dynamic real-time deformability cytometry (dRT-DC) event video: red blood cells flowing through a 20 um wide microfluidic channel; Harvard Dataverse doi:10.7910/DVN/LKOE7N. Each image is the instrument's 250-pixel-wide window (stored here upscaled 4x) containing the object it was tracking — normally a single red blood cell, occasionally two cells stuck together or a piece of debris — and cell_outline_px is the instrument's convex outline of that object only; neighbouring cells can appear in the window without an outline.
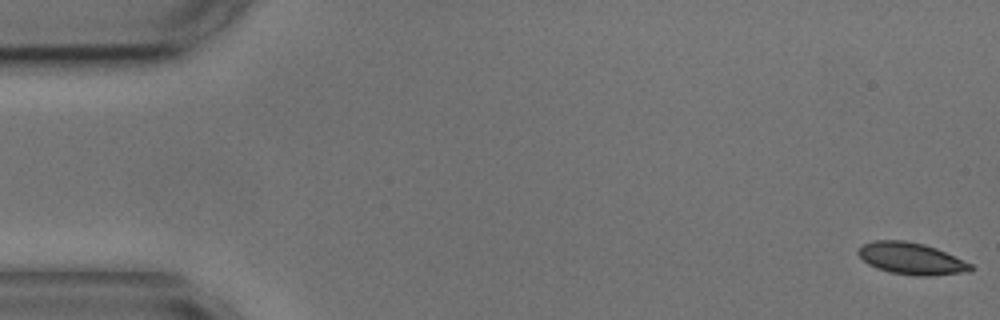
{"species": "common noctule bat (a hibernating species)", "species_latin": "Nyctalus noctula", "temperature_condition": "cold", "stored_images_in_passage": 5, "camera_frame_rate_fps": 3000, "um_per_image_px": 0.085, "animal": {"sex": "male", "body_mass_g": 17.9, "forearm_length_mm": 54.2}, "frame": {"image": 1, "passage_image": 1, "time_ms": 0.0, "image_size_px": [1000, 320], "cell_outline_px": [[976, 268], [968, 272], [928, 276], [916, 276], [892, 272], [876, 268], [868, 264], [856, 252], [864, 244], [872, 240], [904, 240], [924, 244], [936, 248], [972, 264]], "centroid_in_image_um": [77.48, 21.98], "position_along_channel_um": 7.5, "area_um2": 20.81}}
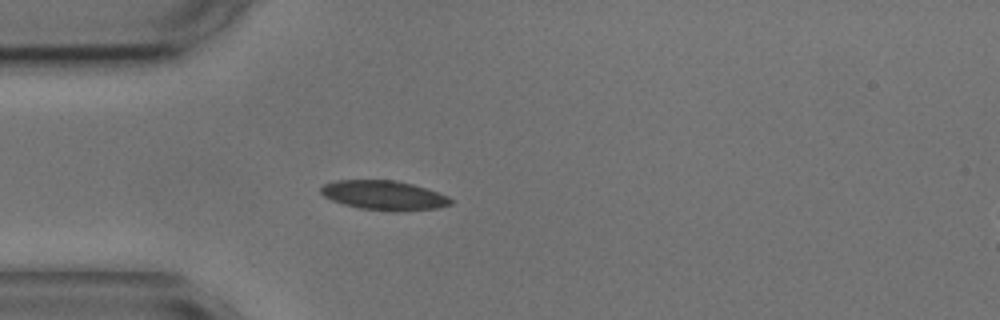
{"frame": {"image": 2, "passage_image": 5, "time_ms": 4.667, "image_size_px": [1000, 320], "cell_outline_px": [[452, 204], [436, 208], [396, 212], [392, 212], [360, 208], [344, 204], [332, 200], [324, 196], [320, 192], [320, 188], [324, 184], [336, 180], [396, 180], [412, 184], [448, 196], [452, 200]], "centroid_in_image_um": [32.62, 16.6], "position_along_channel_um": 52.4, "area_um2": 22.2}}